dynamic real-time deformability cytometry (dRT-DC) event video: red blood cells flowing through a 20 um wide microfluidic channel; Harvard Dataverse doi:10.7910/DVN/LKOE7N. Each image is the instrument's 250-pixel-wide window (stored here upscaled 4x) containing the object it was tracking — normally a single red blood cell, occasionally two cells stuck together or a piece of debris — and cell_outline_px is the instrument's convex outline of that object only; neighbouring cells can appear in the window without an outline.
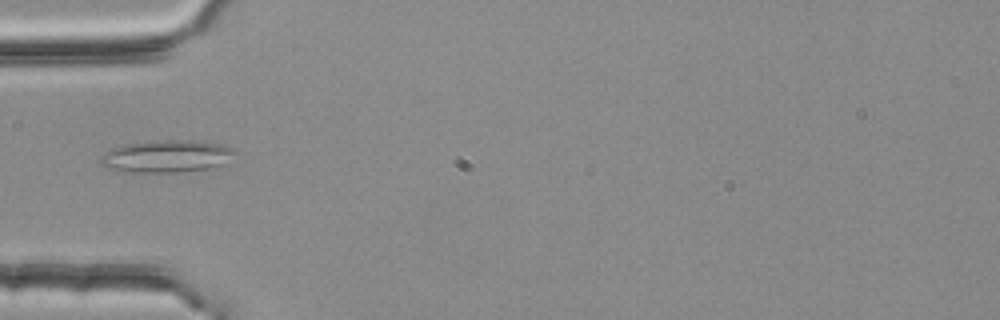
{"species": "common noctule bat (a hibernating species)", "species_latin": "Nyctalus noctula", "temperature_condition": "room temperature", "stored_images_in_passage": 4, "camera_frame_rate_fps": 3000, "um_per_image_px": 0.085, "animal": {"sex": "female", "body_mass_g": 25.1}, "frame": {"image": 1, "passage_image": 4, "time_ms": 1.0, "image_size_px": [1000, 320], "cell_outline_px": [[236, 152], [220, 164], [208, 168], [180, 172], [132, 172], [104, 168], [100, 164], [100, 160], [112, 148], [124, 144], [156, 140], [192, 140], [220, 144], [236, 148]], "centroid_in_image_um": [14.13, 13.27], "position_along_channel_um": 70.9, "area_um2": 25.03}}